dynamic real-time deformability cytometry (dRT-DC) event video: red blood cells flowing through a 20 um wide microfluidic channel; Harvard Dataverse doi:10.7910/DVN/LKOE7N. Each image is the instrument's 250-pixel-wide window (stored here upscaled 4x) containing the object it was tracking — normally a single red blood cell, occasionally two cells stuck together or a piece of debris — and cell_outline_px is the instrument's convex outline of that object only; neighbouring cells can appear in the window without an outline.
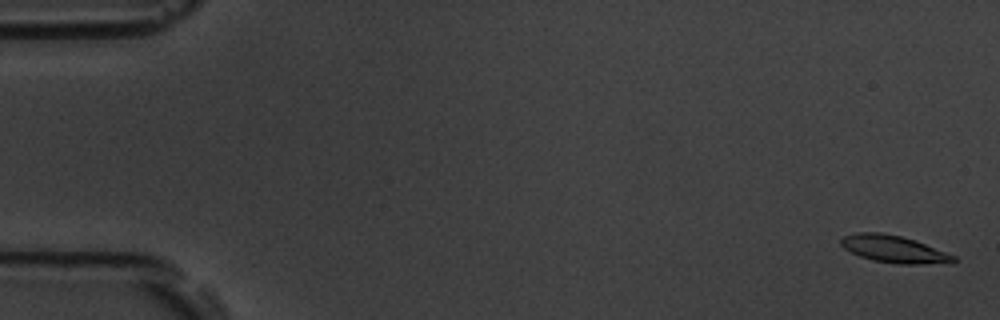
{"species": "common noctule bat (a hibernating species)", "species_latin": "Nyctalus noctula", "temperature_condition": "room temperature", "stored_images_in_passage": 57, "camera_frame_rate_fps": 3000, "um_per_image_px": 0.085, "animal": {"sex": "male", "body_mass_g": 19.5, "forearm_length_mm": 54.6}, "frame": {"image": 1, "passage_image": 2, "time_ms": 0.333, "image_size_px": [1000, 320], "cell_outline_px": [[956, 260], [952, 264], [900, 264], [872, 260], [860, 256], [844, 248], [840, 244], [840, 240], [844, 236], [856, 232], [880, 232], [900, 236], [916, 240], [956, 256]], "centroid_in_image_um": [76.03, 21.18], "position_along_channel_um": 9.0, "area_um2": 17.98}}
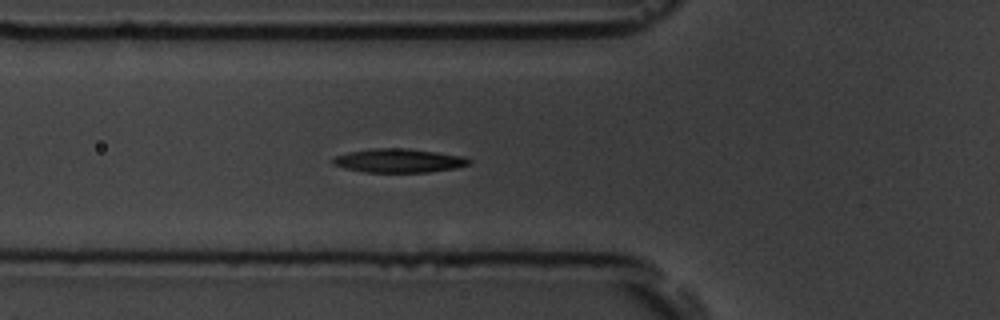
{"frame": {"image": 2, "passage_image": 21, "time_ms": 6.667, "image_size_px": [1000, 320], "cell_outline_px": [[472, 160], [468, 164], [452, 168], [428, 172], [364, 172], [344, 168], [332, 164], [332, 160], [336, 156], [348, 152], [372, 148], [408, 148], [464, 156]], "centroid_in_image_um": [33.86, 13.64], "position_along_channel_um": 91.9, "area_um2": 18.79}}
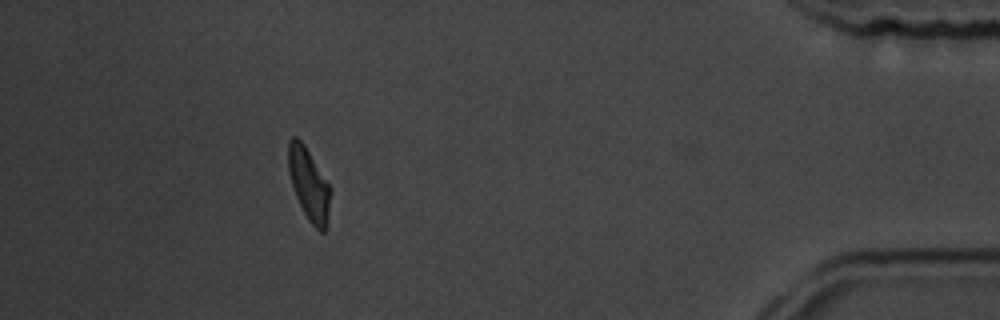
{"frame": {"image": 3, "passage_image": 52, "time_ms": 17.0, "image_size_px": [1000, 320], "cell_outline_px": [[328, 212], [324, 232], [320, 232], [308, 220], [296, 196], [292, 184], [288, 168], [288, 140], [292, 136], [296, 136], [304, 144], [328, 184]], "centroid_in_image_um": [26.2, 15.61], "position_along_channel_um": 409.0, "area_um2": 16.88}, "authors_computed_cell_mechanics": {"area_um2": 18.1492, "velocity_mm_per_s": 3.6029, "shape_relaxation_time_tau1_ms": 4.1823, "shape_relaxation_time_tau2_ms": 6.3204, "deformation_change_tau1": 0.147, "deformation_change_tau2": 0.1369}}